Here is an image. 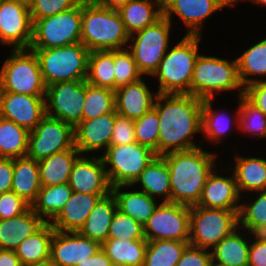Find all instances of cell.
I'll list each match as a JSON object with an SVG mask.
<instances>
[{
    "mask_svg": "<svg viewBox=\"0 0 266 266\" xmlns=\"http://www.w3.org/2000/svg\"><path fill=\"white\" fill-rule=\"evenodd\" d=\"M202 105L203 99L191 94L158 93L153 106L159 118L158 156L203 146L195 140L202 134Z\"/></svg>",
    "mask_w": 266,
    "mask_h": 266,
    "instance_id": "obj_1",
    "label": "cell"
},
{
    "mask_svg": "<svg viewBox=\"0 0 266 266\" xmlns=\"http://www.w3.org/2000/svg\"><path fill=\"white\" fill-rule=\"evenodd\" d=\"M217 153L205 150L204 145L162 156L170 172L171 203L189 207L198 205L209 175L222 162H217L221 158Z\"/></svg>",
    "mask_w": 266,
    "mask_h": 266,
    "instance_id": "obj_2",
    "label": "cell"
},
{
    "mask_svg": "<svg viewBox=\"0 0 266 266\" xmlns=\"http://www.w3.org/2000/svg\"><path fill=\"white\" fill-rule=\"evenodd\" d=\"M129 39L115 6L82 0L81 43L89 51L126 49Z\"/></svg>",
    "mask_w": 266,
    "mask_h": 266,
    "instance_id": "obj_3",
    "label": "cell"
},
{
    "mask_svg": "<svg viewBox=\"0 0 266 266\" xmlns=\"http://www.w3.org/2000/svg\"><path fill=\"white\" fill-rule=\"evenodd\" d=\"M201 35H183L179 42L172 44L151 78L162 94H190L195 61L204 41ZM158 81V82H157Z\"/></svg>",
    "mask_w": 266,
    "mask_h": 266,
    "instance_id": "obj_4",
    "label": "cell"
},
{
    "mask_svg": "<svg viewBox=\"0 0 266 266\" xmlns=\"http://www.w3.org/2000/svg\"><path fill=\"white\" fill-rule=\"evenodd\" d=\"M200 53L195 61L190 94L200 99L218 98L223 93L244 95L238 75L236 56L233 59ZM221 94V95H219ZM223 94V95H222Z\"/></svg>",
    "mask_w": 266,
    "mask_h": 266,
    "instance_id": "obj_5",
    "label": "cell"
},
{
    "mask_svg": "<svg viewBox=\"0 0 266 266\" xmlns=\"http://www.w3.org/2000/svg\"><path fill=\"white\" fill-rule=\"evenodd\" d=\"M38 57L45 86L86 80L90 51L81 43L49 49H31Z\"/></svg>",
    "mask_w": 266,
    "mask_h": 266,
    "instance_id": "obj_6",
    "label": "cell"
},
{
    "mask_svg": "<svg viewBox=\"0 0 266 266\" xmlns=\"http://www.w3.org/2000/svg\"><path fill=\"white\" fill-rule=\"evenodd\" d=\"M0 67V90L31 96H45L37 55L31 49H10Z\"/></svg>",
    "mask_w": 266,
    "mask_h": 266,
    "instance_id": "obj_7",
    "label": "cell"
},
{
    "mask_svg": "<svg viewBox=\"0 0 266 266\" xmlns=\"http://www.w3.org/2000/svg\"><path fill=\"white\" fill-rule=\"evenodd\" d=\"M174 25L164 16L153 25L130 35L127 49L132 53L143 77H152L158 70L165 53L175 41L171 34ZM173 30V31H172Z\"/></svg>",
    "mask_w": 266,
    "mask_h": 266,
    "instance_id": "obj_8",
    "label": "cell"
},
{
    "mask_svg": "<svg viewBox=\"0 0 266 266\" xmlns=\"http://www.w3.org/2000/svg\"><path fill=\"white\" fill-rule=\"evenodd\" d=\"M239 211L190 207L189 245L212 250L239 227Z\"/></svg>",
    "mask_w": 266,
    "mask_h": 266,
    "instance_id": "obj_9",
    "label": "cell"
},
{
    "mask_svg": "<svg viewBox=\"0 0 266 266\" xmlns=\"http://www.w3.org/2000/svg\"><path fill=\"white\" fill-rule=\"evenodd\" d=\"M82 1L74 8L33 22L29 49H49L81 42Z\"/></svg>",
    "mask_w": 266,
    "mask_h": 266,
    "instance_id": "obj_10",
    "label": "cell"
},
{
    "mask_svg": "<svg viewBox=\"0 0 266 266\" xmlns=\"http://www.w3.org/2000/svg\"><path fill=\"white\" fill-rule=\"evenodd\" d=\"M155 156L154 151L137 142L110 145L101 155L111 187L133 185Z\"/></svg>",
    "mask_w": 266,
    "mask_h": 266,
    "instance_id": "obj_11",
    "label": "cell"
},
{
    "mask_svg": "<svg viewBox=\"0 0 266 266\" xmlns=\"http://www.w3.org/2000/svg\"><path fill=\"white\" fill-rule=\"evenodd\" d=\"M229 7L232 8V0H162L163 16L175 27L177 22L183 23L185 35L204 36L206 20ZM175 17L180 21L174 22Z\"/></svg>",
    "mask_w": 266,
    "mask_h": 266,
    "instance_id": "obj_12",
    "label": "cell"
},
{
    "mask_svg": "<svg viewBox=\"0 0 266 266\" xmlns=\"http://www.w3.org/2000/svg\"><path fill=\"white\" fill-rule=\"evenodd\" d=\"M143 226L147 241L189 242L190 207L171 202H160Z\"/></svg>",
    "mask_w": 266,
    "mask_h": 266,
    "instance_id": "obj_13",
    "label": "cell"
},
{
    "mask_svg": "<svg viewBox=\"0 0 266 266\" xmlns=\"http://www.w3.org/2000/svg\"><path fill=\"white\" fill-rule=\"evenodd\" d=\"M74 146V127L58 118L45 115L29 132L26 156L39 162Z\"/></svg>",
    "mask_w": 266,
    "mask_h": 266,
    "instance_id": "obj_14",
    "label": "cell"
},
{
    "mask_svg": "<svg viewBox=\"0 0 266 266\" xmlns=\"http://www.w3.org/2000/svg\"><path fill=\"white\" fill-rule=\"evenodd\" d=\"M85 80L58 82L46 87V115L75 127L82 121Z\"/></svg>",
    "mask_w": 266,
    "mask_h": 266,
    "instance_id": "obj_15",
    "label": "cell"
},
{
    "mask_svg": "<svg viewBox=\"0 0 266 266\" xmlns=\"http://www.w3.org/2000/svg\"><path fill=\"white\" fill-rule=\"evenodd\" d=\"M33 22L29 6L18 1L0 2V45L9 49H29Z\"/></svg>",
    "mask_w": 266,
    "mask_h": 266,
    "instance_id": "obj_16",
    "label": "cell"
},
{
    "mask_svg": "<svg viewBox=\"0 0 266 266\" xmlns=\"http://www.w3.org/2000/svg\"><path fill=\"white\" fill-rule=\"evenodd\" d=\"M224 162L223 160L222 165L219 164L209 175L197 206L239 211L242 196L239 193L235 176L228 167L229 163L225 166Z\"/></svg>",
    "mask_w": 266,
    "mask_h": 266,
    "instance_id": "obj_17",
    "label": "cell"
},
{
    "mask_svg": "<svg viewBox=\"0 0 266 266\" xmlns=\"http://www.w3.org/2000/svg\"><path fill=\"white\" fill-rule=\"evenodd\" d=\"M101 249V244L78 232L55 230L50 245L49 263L53 266H76Z\"/></svg>",
    "mask_w": 266,
    "mask_h": 266,
    "instance_id": "obj_18",
    "label": "cell"
},
{
    "mask_svg": "<svg viewBox=\"0 0 266 266\" xmlns=\"http://www.w3.org/2000/svg\"><path fill=\"white\" fill-rule=\"evenodd\" d=\"M46 115L45 96L0 90V117L32 131Z\"/></svg>",
    "mask_w": 266,
    "mask_h": 266,
    "instance_id": "obj_19",
    "label": "cell"
},
{
    "mask_svg": "<svg viewBox=\"0 0 266 266\" xmlns=\"http://www.w3.org/2000/svg\"><path fill=\"white\" fill-rule=\"evenodd\" d=\"M116 112L82 120L74 127V144L81 155L100 156L110 146Z\"/></svg>",
    "mask_w": 266,
    "mask_h": 266,
    "instance_id": "obj_20",
    "label": "cell"
},
{
    "mask_svg": "<svg viewBox=\"0 0 266 266\" xmlns=\"http://www.w3.org/2000/svg\"><path fill=\"white\" fill-rule=\"evenodd\" d=\"M68 184L73 192L84 194H109L112 188L100 155H80L73 164Z\"/></svg>",
    "mask_w": 266,
    "mask_h": 266,
    "instance_id": "obj_21",
    "label": "cell"
},
{
    "mask_svg": "<svg viewBox=\"0 0 266 266\" xmlns=\"http://www.w3.org/2000/svg\"><path fill=\"white\" fill-rule=\"evenodd\" d=\"M235 100H237L235 101L237 106L233 109L234 111L232 113L227 111L224 106H222L223 108H216L214 106V101L217 104L216 98L203 100L201 123L202 139H200V141L203 140L202 143L208 141L209 144L206 143V145L211 144V146L214 147L220 143L223 145L224 140L227 142L226 136H230L231 131L233 132L234 130L236 132L237 130V133L239 132V97Z\"/></svg>",
    "mask_w": 266,
    "mask_h": 266,
    "instance_id": "obj_22",
    "label": "cell"
},
{
    "mask_svg": "<svg viewBox=\"0 0 266 266\" xmlns=\"http://www.w3.org/2000/svg\"><path fill=\"white\" fill-rule=\"evenodd\" d=\"M150 78L143 77L137 82L121 86L115 90V111L117 114L136 120L153 108L158 92L155 87H150L149 84L152 83L147 81L151 80Z\"/></svg>",
    "mask_w": 266,
    "mask_h": 266,
    "instance_id": "obj_23",
    "label": "cell"
},
{
    "mask_svg": "<svg viewBox=\"0 0 266 266\" xmlns=\"http://www.w3.org/2000/svg\"><path fill=\"white\" fill-rule=\"evenodd\" d=\"M244 153L243 151L240 155L235 151L231 163L235 162L232 163L233 166H228L235 176L239 193L244 196L256 191H266V156H246Z\"/></svg>",
    "mask_w": 266,
    "mask_h": 266,
    "instance_id": "obj_24",
    "label": "cell"
},
{
    "mask_svg": "<svg viewBox=\"0 0 266 266\" xmlns=\"http://www.w3.org/2000/svg\"><path fill=\"white\" fill-rule=\"evenodd\" d=\"M108 194L72 192L59 214L50 222L55 230L78 232L101 197Z\"/></svg>",
    "mask_w": 266,
    "mask_h": 266,
    "instance_id": "obj_25",
    "label": "cell"
},
{
    "mask_svg": "<svg viewBox=\"0 0 266 266\" xmlns=\"http://www.w3.org/2000/svg\"><path fill=\"white\" fill-rule=\"evenodd\" d=\"M45 223L31 206L16 217L0 219V249L15 251L23 240L37 232Z\"/></svg>",
    "mask_w": 266,
    "mask_h": 266,
    "instance_id": "obj_26",
    "label": "cell"
},
{
    "mask_svg": "<svg viewBox=\"0 0 266 266\" xmlns=\"http://www.w3.org/2000/svg\"><path fill=\"white\" fill-rule=\"evenodd\" d=\"M116 8L130 35L153 25L163 16L162 0H127Z\"/></svg>",
    "mask_w": 266,
    "mask_h": 266,
    "instance_id": "obj_27",
    "label": "cell"
},
{
    "mask_svg": "<svg viewBox=\"0 0 266 266\" xmlns=\"http://www.w3.org/2000/svg\"><path fill=\"white\" fill-rule=\"evenodd\" d=\"M251 235L239 226L212 248V264L248 266Z\"/></svg>",
    "mask_w": 266,
    "mask_h": 266,
    "instance_id": "obj_28",
    "label": "cell"
},
{
    "mask_svg": "<svg viewBox=\"0 0 266 266\" xmlns=\"http://www.w3.org/2000/svg\"><path fill=\"white\" fill-rule=\"evenodd\" d=\"M133 186L160 202H171L170 172L165 159L155 156L140 173Z\"/></svg>",
    "mask_w": 266,
    "mask_h": 266,
    "instance_id": "obj_29",
    "label": "cell"
},
{
    "mask_svg": "<svg viewBox=\"0 0 266 266\" xmlns=\"http://www.w3.org/2000/svg\"><path fill=\"white\" fill-rule=\"evenodd\" d=\"M111 192L115 197L117 209L131 216L142 225L148 221L160 203L144 191L134 188L133 185L114 186L111 188Z\"/></svg>",
    "mask_w": 266,
    "mask_h": 266,
    "instance_id": "obj_30",
    "label": "cell"
},
{
    "mask_svg": "<svg viewBox=\"0 0 266 266\" xmlns=\"http://www.w3.org/2000/svg\"><path fill=\"white\" fill-rule=\"evenodd\" d=\"M41 187L38 161L27 156L13 158L11 191L31 206L36 201Z\"/></svg>",
    "mask_w": 266,
    "mask_h": 266,
    "instance_id": "obj_31",
    "label": "cell"
},
{
    "mask_svg": "<svg viewBox=\"0 0 266 266\" xmlns=\"http://www.w3.org/2000/svg\"><path fill=\"white\" fill-rule=\"evenodd\" d=\"M260 38L263 39L247 44L249 47L240 51V55L236 53L238 75L244 88L255 82L266 81V36Z\"/></svg>",
    "mask_w": 266,
    "mask_h": 266,
    "instance_id": "obj_32",
    "label": "cell"
},
{
    "mask_svg": "<svg viewBox=\"0 0 266 266\" xmlns=\"http://www.w3.org/2000/svg\"><path fill=\"white\" fill-rule=\"evenodd\" d=\"M116 210L117 203L112 192L101 197L78 233L100 244L104 243L108 239L110 224Z\"/></svg>",
    "mask_w": 266,
    "mask_h": 266,
    "instance_id": "obj_33",
    "label": "cell"
},
{
    "mask_svg": "<svg viewBox=\"0 0 266 266\" xmlns=\"http://www.w3.org/2000/svg\"><path fill=\"white\" fill-rule=\"evenodd\" d=\"M80 155L81 153L74 146L40 160L38 165L41 185L52 186L68 183L73 164Z\"/></svg>",
    "mask_w": 266,
    "mask_h": 266,
    "instance_id": "obj_34",
    "label": "cell"
},
{
    "mask_svg": "<svg viewBox=\"0 0 266 266\" xmlns=\"http://www.w3.org/2000/svg\"><path fill=\"white\" fill-rule=\"evenodd\" d=\"M55 229L46 222L37 232L23 240L15 252L22 265L47 263L50 260V245Z\"/></svg>",
    "mask_w": 266,
    "mask_h": 266,
    "instance_id": "obj_35",
    "label": "cell"
},
{
    "mask_svg": "<svg viewBox=\"0 0 266 266\" xmlns=\"http://www.w3.org/2000/svg\"><path fill=\"white\" fill-rule=\"evenodd\" d=\"M101 248L113 266H143L147 240L107 239Z\"/></svg>",
    "mask_w": 266,
    "mask_h": 266,
    "instance_id": "obj_36",
    "label": "cell"
},
{
    "mask_svg": "<svg viewBox=\"0 0 266 266\" xmlns=\"http://www.w3.org/2000/svg\"><path fill=\"white\" fill-rule=\"evenodd\" d=\"M238 218L239 226L251 234L265 233L266 191H256L242 196Z\"/></svg>",
    "mask_w": 266,
    "mask_h": 266,
    "instance_id": "obj_37",
    "label": "cell"
},
{
    "mask_svg": "<svg viewBox=\"0 0 266 266\" xmlns=\"http://www.w3.org/2000/svg\"><path fill=\"white\" fill-rule=\"evenodd\" d=\"M72 192L68 183L42 186L31 207L45 222H51L70 199Z\"/></svg>",
    "mask_w": 266,
    "mask_h": 266,
    "instance_id": "obj_38",
    "label": "cell"
},
{
    "mask_svg": "<svg viewBox=\"0 0 266 266\" xmlns=\"http://www.w3.org/2000/svg\"><path fill=\"white\" fill-rule=\"evenodd\" d=\"M86 82L115 91L114 50L90 51Z\"/></svg>",
    "mask_w": 266,
    "mask_h": 266,
    "instance_id": "obj_39",
    "label": "cell"
},
{
    "mask_svg": "<svg viewBox=\"0 0 266 266\" xmlns=\"http://www.w3.org/2000/svg\"><path fill=\"white\" fill-rule=\"evenodd\" d=\"M29 131L13 121L0 117V157H25Z\"/></svg>",
    "mask_w": 266,
    "mask_h": 266,
    "instance_id": "obj_40",
    "label": "cell"
},
{
    "mask_svg": "<svg viewBox=\"0 0 266 266\" xmlns=\"http://www.w3.org/2000/svg\"><path fill=\"white\" fill-rule=\"evenodd\" d=\"M188 245L175 240L147 241L143 266H176Z\"/></svg>",
    "mask_w": 266,
    "mask_h": 266,
    "instance_id": "obj_41",
    "label": "cell"
},
{
    "mask_svg": "<svg viewBox=\"0 0 266 266\" xmlns=\"http://www.w3.org/2000/svg\"><path fill=\"white\" fill-rule=\"evenodd\" d=\"M238 131L252 140L266 139V115L244 95L239 96Z\"/></svg>",
    "mask_w": 266,
    "mask_h": 266,
    "instance_id": "obj_42",
    "label": "cell"
},
{
    "mask_svg": "<svg viewBox=\"0 0 266 266\" xmlns=\"http://www.w3.org/2000/svg\"><path fill=\"white\" fill-rule=\"evenodd\" d=\"M115 111V91L105 87L93 86L85 80V102L82 120L96 118Z\"/></svg>",
    "mask_w": 266,
    "mask_h": 266,
    "instance_id": "obj_43",
    "label": "cell"
},
{
    "mask_svg": "<svg viewBox=\"0 0 266 266\" xmlns=\"http://www.w3.org/2000/svg\"><path fill=\"white\" fill-rule=\"evenodd\" d=\"M136 142L150 148L158 156L159 118L152 108L134 120Z\"/></svg>",
    "mask_w": 266,
    "mask_h": 266,
    "instance_id": "obj_44",
    "label": "cell"
},
{
    "mask_svg": "<svg viewBox=\"0 0 266 266\" xmlns=\"http://www.w3.org/2000/svg\"><path fill=\"white\" fill-rule=\"evenodd\" d=\"M108 239L146 240L144 226L117 209L110 224Z\"/></svg>",
    "mask_w": 266,
    "mask_h": 266,
    "instance_id": "obj_45",
    "label": "cell"
},
{
    "mask_svg": "<svg viewBox=\"0 0 266 266\" xmlns=\"http://www.w3.org/2000/svg\"><path fill=\"white\" fill-rule=\"evenodd\" d=\"M114 78L115 90L143 78V75L137 68L132 53L127 48L114 50Z\"/></svg>",
    "mask_w": 266,
    "mask_h": 266,
    "instance_id": "obj_46",
    "label": "cell"
},
{
    "mask_svg": "<svg viewBox=\"0 0 266 266\" xmlns=\"http://www.w3.org/2000/svg\"><path fill=\"white\" fill-rule=\"evenodd\" d=\"M81 1L82 0H31L29 10L32 22L70 10Z\"/></svg>",
    "mask_w": 266,
    "mask_h": 266,
    "instance_id": "obj_47",
    "label": "cell"
},
{
    "mask_svg": "<svg viewBox=\"0 0 266 266\" xmlns=\"http://www.w3.org/2000/svg\"><path fill=\"white\" fill-rule=\"evenodd\" d=\"M136 142L134 120L116 113L110 145H124Z\"/></svg>",
    "mask_w": 266,
    "mask_h": 266,
    "instance_id": "obj_48",
    "label": "cell"
},
{
    "mask_svg": "<svg viewBox=\"0 0 266 266\" xmlns=\"http://www.w3.org/2000/svg\"><path fill=\"white\" fill-rule=\"evenodd\" d=\"M30 205L15 192L0 194V219H9L25 212Z\"/></svg>",
    "mask_w": 266,
    "mask_h": 266,
    "instance_id": "obj_49",
    "label": "cell"
},
{
    "mask_svg": "<svg viewBox=\"0 0 266 266\" xmlns=\"http://www.w3.org/2000/svg\"><path fill=\"white\" fill-rule=\"evenodd\" d=\"M211 250L188 245L176 266H211Z\"/></svg>",
    "mask_w": 266,
    "mask_h": 266,
    "instance_id": "obj_50",
    "label": "cell"
},
{
    "mask_svg": "<svg viewBox=\"0 0 266 266\" xmlns=\"http://www.w3.org/2000/svg\"><path fill=\"white\" fill-rule=\"evenodd\" d=\"M248 266H266V236L264 234L251 235Z\"/></svg>",
    "mask_w": 266,
    "mask_h": 266,
    "instance_id": "obj_51",
    "label": "cell"
},
{
    "mask_svg": "<svg viewBox=\"0 0 266 266\" xmlns=\"http://www.w3.org/2000/svg\"><path fill=\"white\" fill-rule=\"evenodd\" d=\"M244 96L266 115V81L255 82L245 87Z\"/></svg>",
    "mask_w": 266,
    "mask_h": 266,
    "instance_id": "obj_52",
    "label": "cell"
},
{
    "mask_svg": "<svg viewBox=\"0 0 266 266\" xmlns=\"http://www.w3.org/2000/svg\"><path fill=\"white\" fill-rule=\"evenodd\" d=\"M13 158L0 157V194L11 191Z\"/></svg>",
    "mask_w": 266,
    "mask_h": 266,
    "instance_id": "obj_53",
    "label": "cell"
},
{
    "mask_svg": "<svg viewBox=\"0 0 266 266\" xmlns=\"http://www.w3.org/2000/svg\"><path fill=\"white\" fill-rule=\"evenodd\" d=\"M76 266H113L111 260L107 257L102 248L93 256L78 263Z\"/></svg>",
    "mask_w": 266,
    "mask_h": 266,
    "instance_id": "obj_54",
    "label": "cell"
},
{
    "mask_svg": "<svg viewBox=\"0 0 266 266\" xmlns=\"http://www.w3.org/2000/svg\"><path fill=\"white\" fill-rule=\"evenodd\" d=\"M0 266H22L15 251L0 249Z\"/></svg>",
    "mask_w": 266,
    "mask_h": 266,
    "instance_id": "obj_55",
    "label": "cell"
},
{
    "mask_svg": "<svg viewBox=\"0 0 266 266\" xmlns=\"http://www.w3.org/2000/svg\"><path fill=\"white\" fill-rule=\"evenodd\" d=\"M251 2L252 5L254 4L255 6L258 5L259 7H266V0H232V8L235 7V5L238 7V3L244 2Z\"/></svg>",
    "mask_w": 266,
    "mask_h": 266,
    "instance_id": "obj_56",
    "label": "cell"
},
{
    "mask_svg": "<svg viewBox=\"0 0 266 266\" xmlns=\"http://www.w3.org/2000/svg\"><path fill=\"white\" fill-rule=\"evenodd\" d=\"M96 3L103 6H117L119 3L127 0H94Z\"/></svg>",
    "mask_w": 266,
    "mask_h": 266,
    "instance_id": "obj_57",
    "label": "cell"
},
{
    "mask_svg": "<svg viewBox=\"0 0 266 266\" xmlns=\"http://www.w3.org/2000/svg\"><path fill=\"white\" fill-rule=\"evenodd\" d=\"M22 266H53V265L47 262V263H42V264L22 265Z\"/></svg>",
    "mask_w": 266,
    "mask_h": 266,
    "instance_id": "obj_58",
    "label": "cell"
},
{
    "mask_svg": "<svg viewBox=\"0 0 266 266\" xmlns=\"http://www.w3.org/2000/svg\"><path fill=\"white\" fill-rule=\"evenodd\" d=\"M10 1H18V2H22V3H24V4H26V5H30V3H31V0H10Z\"/></svg>",
    "mask_w": 266,
    "mask_h": 266,
    "instance_id": "obj_59",
    "label": "cell"
},
{
    "mask_svg": "<svg viewBox=\"0 0 266 266\" xmlns=\"http://www.w3.org/2000/svg\"><path fill=\"white\" fill-rule=\"evenodd\" d=\"M211 266H224V265H221V264H212Z\"/></svg>",
    "mask_w": 266,
    "mask_h": 266,
    "instance_id": "obj_60",
    "label": "cell"
}]
</instances>
